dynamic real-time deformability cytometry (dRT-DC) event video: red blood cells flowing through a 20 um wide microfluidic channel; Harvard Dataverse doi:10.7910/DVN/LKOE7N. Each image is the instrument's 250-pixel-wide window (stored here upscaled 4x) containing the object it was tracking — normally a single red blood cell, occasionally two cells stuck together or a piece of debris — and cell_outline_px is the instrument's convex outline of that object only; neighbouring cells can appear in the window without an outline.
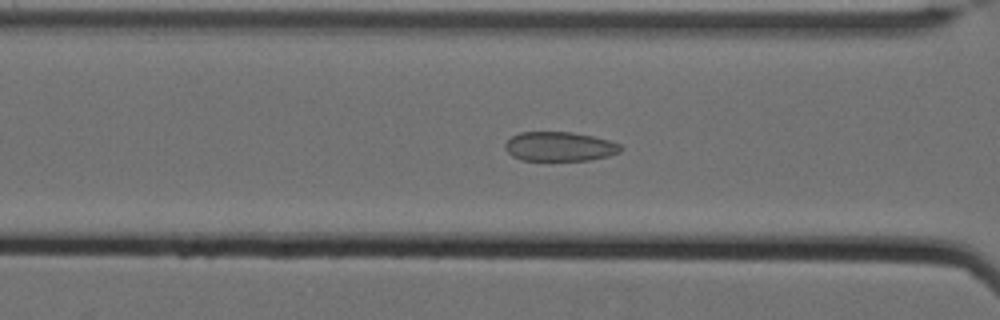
{"species": "Egyptian fruit bat (a non-hibernating species)", "species_latin": "Rousettus aegyptiacus", "temperature_condition": "cold", "stored_images_in_passage": 58, "camera_frame_rate_fps": 3000, "um_per_image_px": 0.085, "animal": {"sex": "female"}, "frame": {"image": 1, "passage_image": 25, "time_ms": 8.0, "image_size_px": [1000, 320], "cell_outline_px": [[624, 148], [620, 152], [608, 156], [588, 160], [520, 160], [512, 156], [504, 148], [504, 144], [512, 136], [520, 132], [572, 132], [592, 136], [608, 140], [620, 144]], "centroid_in_image_um": [47.56, 12.45], "position_along_channel_um": 119.0, "area_um2": 19.77}}
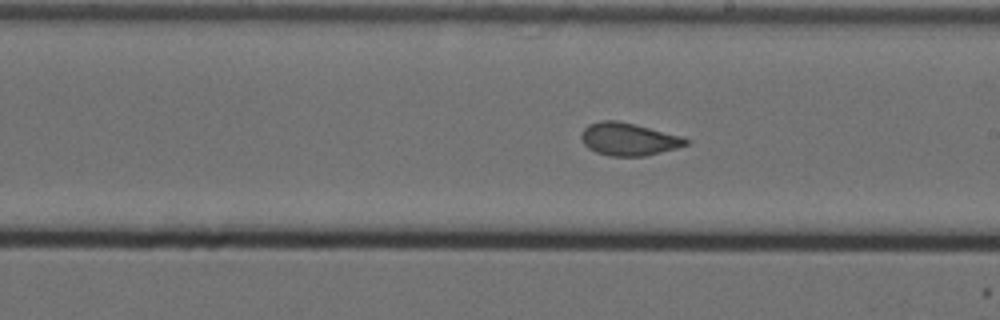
{"frame": {"image": 2, "passage_image": 35, "time_ms": 11.333, "image_size_px": [1000, 320], "cell_outline_px": [[688, 144], [676, 148], [644, 156], [608, 156], [596, 152], [588, 148], [584, 144], [580, 136], [584, 128], [588, 124], [600, 120], [616, 120], [636, 124], [684, 136], [688, 140]], "centroid_in_image_um": [53.42, 11.82], "position_along_channel_um": 235.6, "area_um2": 20.06}}
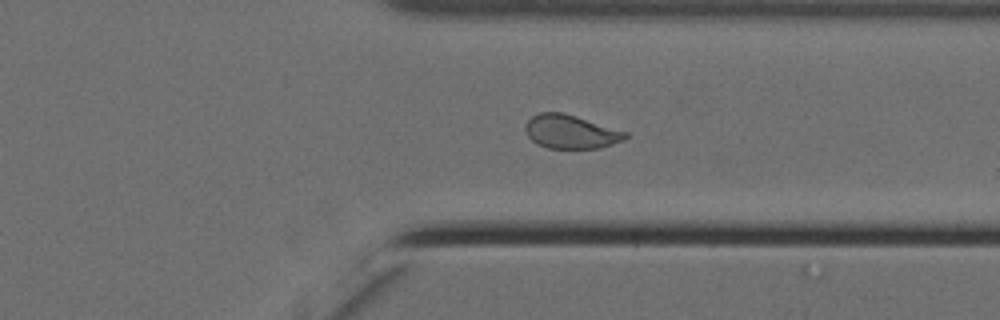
{"frame": {"image": 3, "passage_image": 46, "time_ms": 15.0, "image_size_px": [1000, 320], "cell_outline_px": [[628, 136], [624, 140], [600, 148], [548, 148], [536, 144], [528, 136], [524, 128], [528, 120], [532, 116], [540, 112], [564, 112], [628, 132]], "centroid_in_image_um": [48.51, 11.19], "position_along_channel_um": 362.9, "area_um2": 19.71}, "authors_computed_cell_mechanics": {"area_um2": 20.8658, "velocity_mm_per_s": 3.4791, "shape_relaxation_time_tau1_ms": null, "shape_relaxation_time_tau2_ms": 1.2712, "deformation_change_tau1": null, "deformation_change_tau2": 0.0692}}